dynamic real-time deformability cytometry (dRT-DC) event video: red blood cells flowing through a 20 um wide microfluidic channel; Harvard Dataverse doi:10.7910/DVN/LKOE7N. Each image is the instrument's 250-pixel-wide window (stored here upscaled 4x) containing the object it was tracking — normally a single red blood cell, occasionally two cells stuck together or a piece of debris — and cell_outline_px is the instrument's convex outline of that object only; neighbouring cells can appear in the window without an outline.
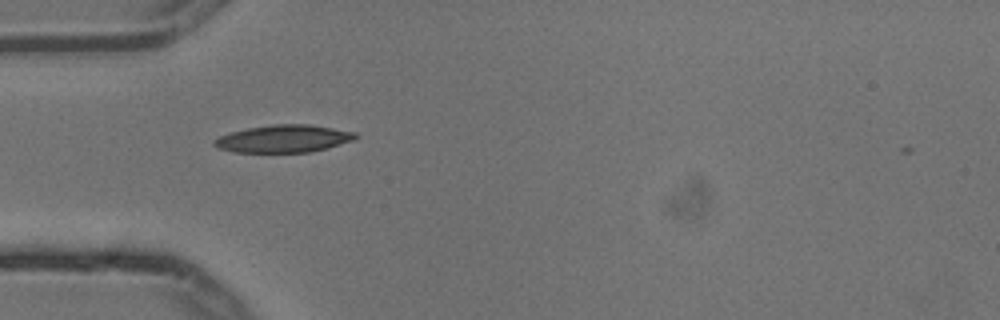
{"species": "common noctule bat (a hibernating species)", "species_latin": "Nyctalus noctula", "temperature_condition": "cold", "stored_images_in_passage": 2, "camera_frame_rate_fps": 3000, "um_per_image_px": 0.085, "animal": {"sex": "male", "body_mass_g": 13.3}, "frame": {"image": 1, "passage_image": 1, "time_ms": 0.0, "image_size_px": [1000, 320], "cell_outline_px": [[360, 136], [352, 140], [324, 148], [308, 152], [232, 152], [216, 148], [212, 144], [212, 140], [220, 136], [232, 132], [248, 128], [272, 124], [308, 124], [356, 132]], "centroid_in_image_um": [24.05, 11.79], "position_along_channel_um": 60.9, "area_um2": 22.48}}
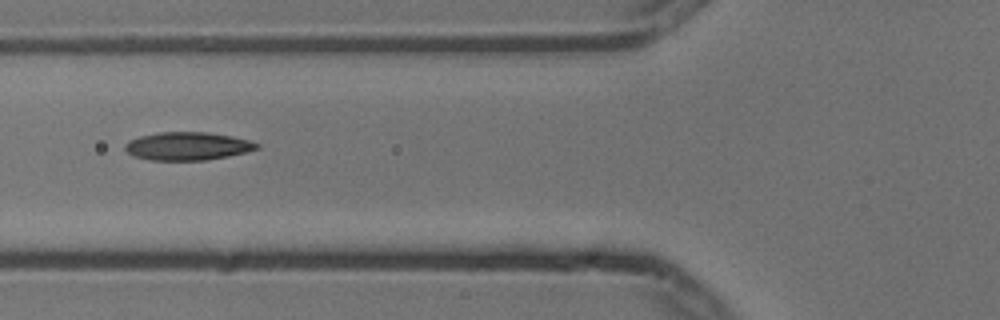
{"frame": {"image": 2, "passage_image": 2, "time_ms": 0.333, "image_size_px": [1000, 320], "cell_outline_px": [[260, 148], [228, 156], [204, 160], [152, 160], [132, 156], [124, 148], [124, 144], [128, 140], [140, 136], [156, 132], [208, 132], [232, 136], [248, 140], [260, 144]], "centroid_in_image_um": [15.91, 12.41], "position_along_channel_um": 109.9, "area_um2": 21.62}}